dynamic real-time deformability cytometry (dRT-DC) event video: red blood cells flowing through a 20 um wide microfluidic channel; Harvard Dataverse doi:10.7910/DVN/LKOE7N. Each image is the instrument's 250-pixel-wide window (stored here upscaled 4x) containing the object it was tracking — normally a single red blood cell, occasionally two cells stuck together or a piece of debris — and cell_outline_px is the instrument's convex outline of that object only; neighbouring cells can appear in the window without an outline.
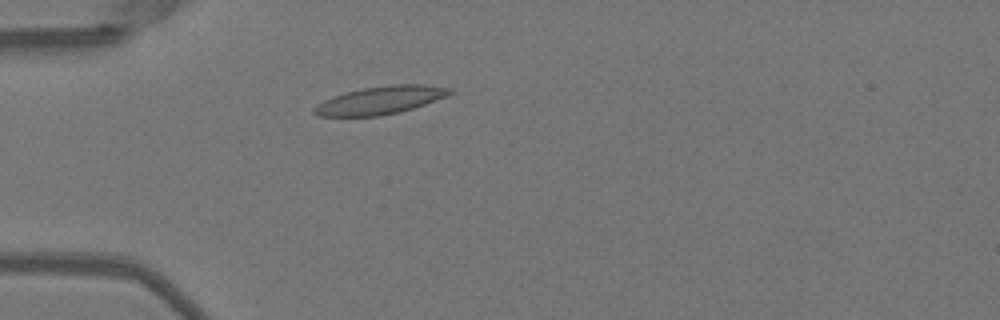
{"species": "Egyptian fruit bat (a non-hibernating species)", "species_latin": "Rousettus aegyptiacus", "temperature_condition": "warm", "stored_images_in_passage": 37, "camera_frame_rate_fps": 3000, "um_per_image_px": 0.085, "animal": {"sex": "female"}, "frame": {"image": 1, "passage_image": 1, "time_ms": 0.0, "image_size_px": [1000, 320], "cell_outline_px": [[452, 92], [444, 96], [424, 104], [400, 112], [380, 116], [320, 116], [312, 112], [312, 108], [324, 100], [332, 96], [344, 92], [364, 88], [392, 84], [424, 84], [452, 88]], "centroid_in_image_um": [32.28, 8.51], "position_along_channel_um": 52.7, "area_um2": 21.91}}
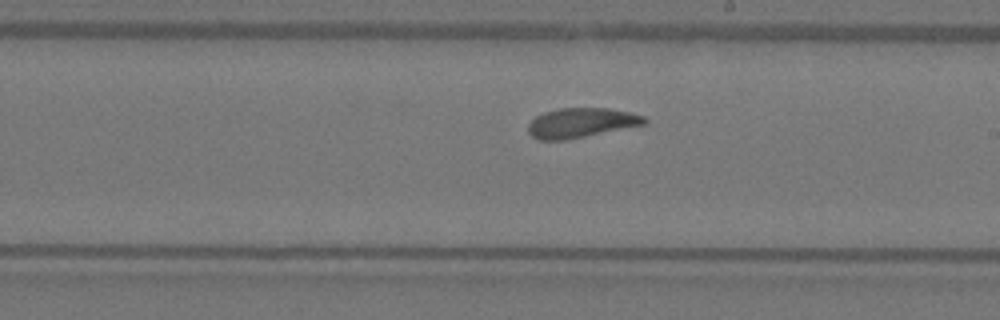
{"frame": {"image": 2, "passage_image": 16, "time_ms": 5.0, "image_size_px": [1000, 320], "cell_outline_px": [[648, 124], [564, 140], [540, 140], [532, 136], [528, 132], [528, 124], [536, 116], [544, 112], [560, 108], [608, 108], [628, 112], [644, 116], [648, 120]], "centroid_in_image_um": [49.41, 10.44], "position_along_channel_um": 239.6, "area_um2": 20.06}}
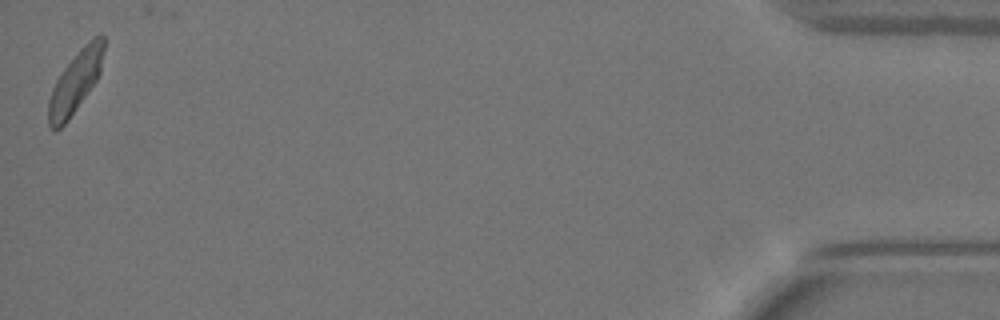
{"frame": {"image": 3, "passage_image": 37, "time_ms": 12.0, "image_size_px": [1000, 320], "cell_outline_px": [[104, 48], [100, 72], [96, 80], [68, 120], [56, 132], [48, 124], [48, 100], [52, 88], [56, 80], [64, 68], [80, 48], [88, 40], [96, 36], [104, 36]], "centroid_in_image_um": [6.38, 6.98], "position_along_channel_um": 428.8, "area_um2": 19.54}, "authors_computed_cell_mechanics": {"area_um2": 20.2878, "velocity_mm_per_s": 3.9746, "shape_relaxation_time_tau1_ms": 10.9165, "shape_relaxation_time_tau2_ms": 5.2855, "deformation_change_tau1": 0.2386, "deformation_change_tau2": 0.1202}}